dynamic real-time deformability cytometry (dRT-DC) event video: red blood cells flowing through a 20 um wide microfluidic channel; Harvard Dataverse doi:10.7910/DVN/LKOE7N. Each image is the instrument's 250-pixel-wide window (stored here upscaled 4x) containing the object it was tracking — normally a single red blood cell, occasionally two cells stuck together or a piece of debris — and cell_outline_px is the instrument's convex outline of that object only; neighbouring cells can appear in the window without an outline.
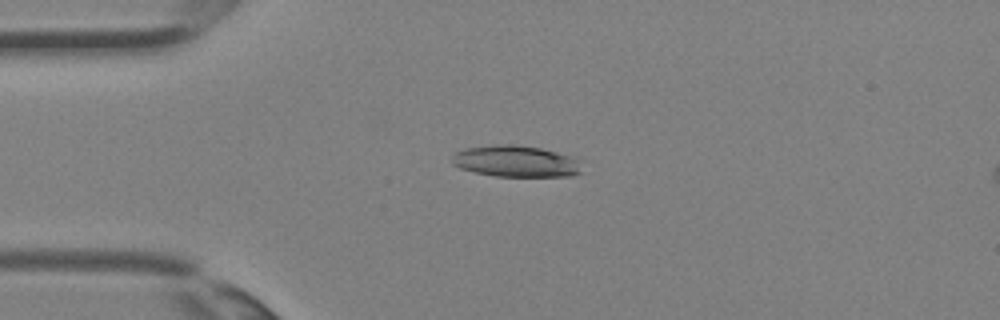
{"species": "Egyptian fruit bat (a non-hibernating species)", "species_latin": "Rousettus aegyptiacus", "temperature_condition": "room temperature", "stored_images_in_passage": 35, "camera_frame_rate_fps": 3000, "um_per_image_px": 0.085, "animal": {"sex": "female"}, "frame": {"image": 1, "passage_image": 8, "time_ms": 2.333, "image_size_px": [1000, 320], "cell_outline_px": [[584, 172], [572, 176], [496, 176], [476, 172], [460, 168], [452, 164], [452, 160], [456, 152], [464, 148], [496, 144], [512, 144], [540, 148], [572, 156], [584, 160]], "centroid_in_image_um": [43.96, 13.71], "position_along_channel_um": 41.0, "area_um2": 24.16}}
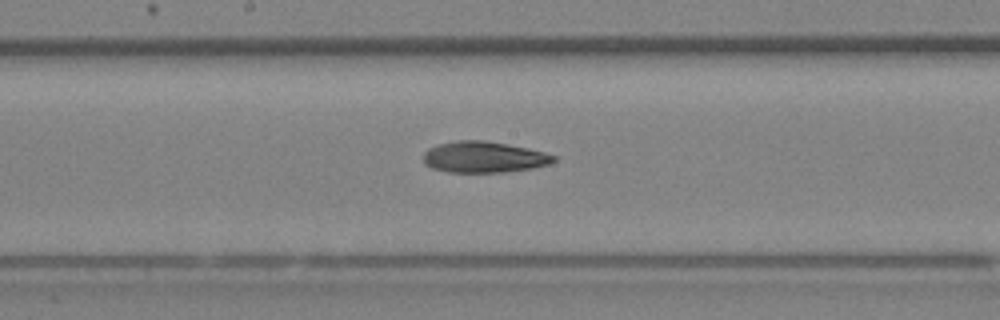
{"frame": {"image": 2, "passage_image": 18, "time_ms": 5.667, "image_size_px": [1000, 320], "cell_outline_px": [[556, 160], [548, 164], [532, 168], [504, 172], [448, 172], [432, 168], [424, 164], [424, 152], [428, 148], [436, 144], [456, 140], [484, 140], [528, 148], [544, 152], [556, 156]], "centroid_in_image_um": [41.09, 13.34], "position_along_channel_um": 207.1, "area_um2": 23.7}}
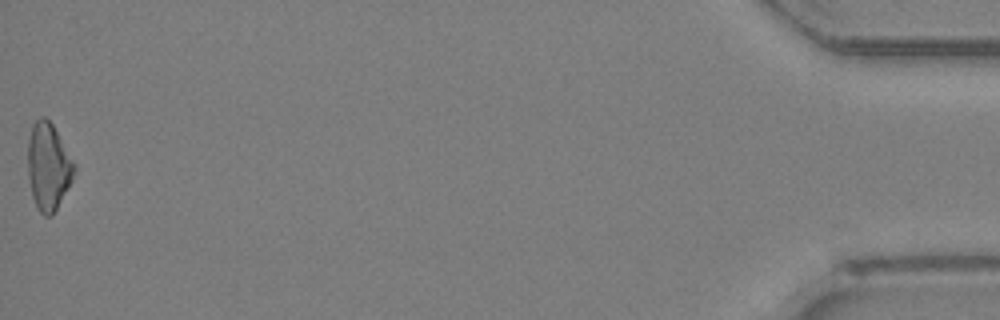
{"frame": {"image": 3, "passage_image": 35, "time_ms": 11.333, "image_size_px": [1000, 320], "cell_outline_px": [[76, 168], [72, 180], [68, 188], [52, 216], [44, 216], [36, 208], [32, 196], [28, 176], [28, 140], [32, 124], [40, 116], [44, 116], [52, 124], [76, 164]], "centroid_in_image_um": [4.1, 14.16], "position_along_channel_um": 431.1, "area_um2": 23.64}}